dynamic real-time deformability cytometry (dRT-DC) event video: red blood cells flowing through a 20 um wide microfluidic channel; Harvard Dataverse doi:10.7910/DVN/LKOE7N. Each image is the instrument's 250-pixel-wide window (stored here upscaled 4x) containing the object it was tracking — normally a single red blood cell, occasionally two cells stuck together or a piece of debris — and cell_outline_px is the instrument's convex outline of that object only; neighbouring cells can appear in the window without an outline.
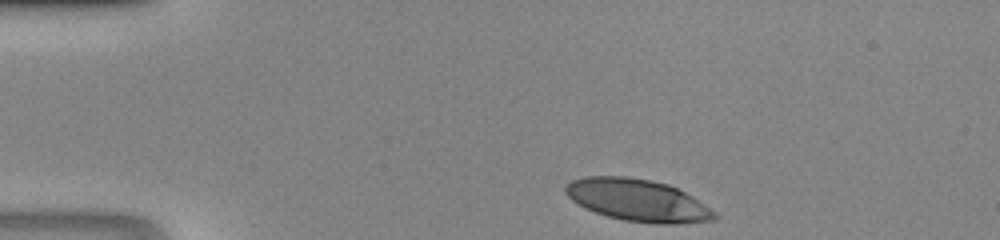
{"species": "human", "species_latin": "Homo sapiens", "temperature_condition": "room temperature", "stored_images_in_passage": 33, "camera_frame_rate_fps": 3000, "um_per_image_px": 0.085, "donor": {"sex": "male"}, "frame": {"image": 1, "passage_image": 1, "time_ms": 0.0, "image_size_px": [1000, 240], "cell_outline_px": [[720, 216], [716, 220], [676, 224], [664, 224], [624, 220], [608, 216], [596, 212], [572, 200], [564, 192], [564, 188], [572, 180], [584, 176], [624, 176], [648, 180], [668, 184], [692, 196], [716, 212]], "centroid_in_image_um": [54.24, 17.02], "position_along_channel_um": 30.8, "area_um2": 36.24}}
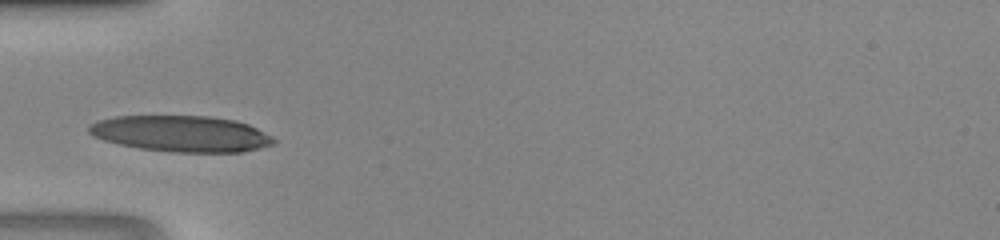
{"frame": {"image": 2, "passage_image": 8, "time_ms": 2.333, "image_size_px": [1000, 240], "cell_outline_px": [[276, 144], [244, 152], [172, 152], [140, 148], [120, 144], [104, 140], [92, 136], [88, 132], [88, 124], [96, 120], [116, 116], [208, 116], [236, 120], [248, 124], [272, 136], [276, 140]], "centroid_in_image_um": [15.4, 11.36], "position_along_channel_um": 69.6, "area_um2": 39.13}}
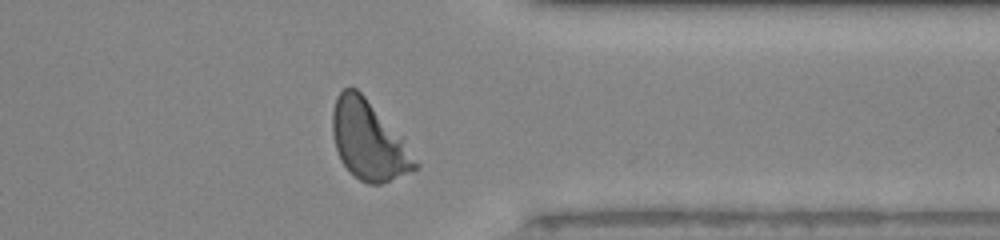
{"frame": {"image": 3, "passage_image": 29, "time_ms": 9.333, "image_size_px": [1000, 240], "cell_outline_px": [[420, 168], [380, 184], [368, 184], [360, 180], [340, 160], [332, 136], [332, 108], [336, 96], [344, 88], [356, 88], [364, 96], [420, 164]], "centroid_in_image_um": [31.27, 11.96], "position_along_channel_um": 380.1, "area_um2": 36.65}}